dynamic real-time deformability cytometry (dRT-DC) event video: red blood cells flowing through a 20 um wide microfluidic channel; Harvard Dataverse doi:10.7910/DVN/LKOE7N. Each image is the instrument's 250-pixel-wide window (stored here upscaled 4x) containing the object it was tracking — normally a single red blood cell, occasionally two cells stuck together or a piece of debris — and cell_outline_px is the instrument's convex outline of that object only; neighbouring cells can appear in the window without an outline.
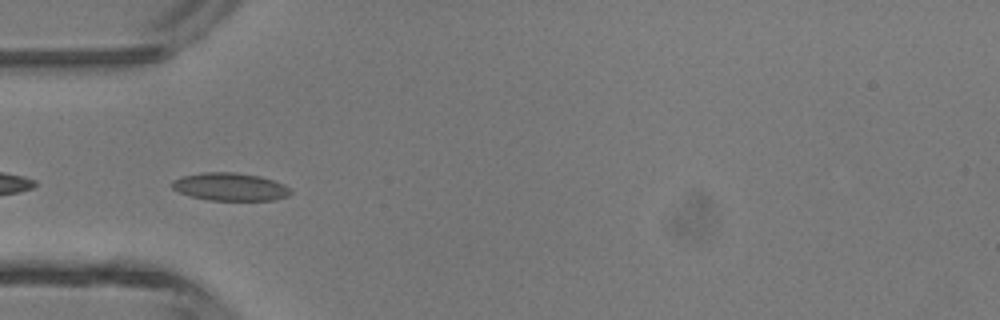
{"species": "common noctule bat (a hibernating species)", "species_latin": "Nyctalus noctula", "temperature_condition": "room temperature", "stored_images_in_passage": 5, "camera_frame_rate_fps": 3000, "um_per_image_px": 0.085, "animal": {"sex": "male", "body_mass_g": 13.3}, "frame": {"image": 1, "passage_image": 3, "time_ms": 0.667, "image_size_px": [1000, 320], "cell_outline_px": [[292, 192], [288, 196], [272, 200], [208, 200], [192, 196], [180, 192], [172, 188], [172, 180], [180, 176], [200, 172], [236, 172], [260, 176], [284, 184]], "centroid_in_image_um": [19.54, 15.86], "position_along_channel_um": 65.5, "area_um2": 19.25}}
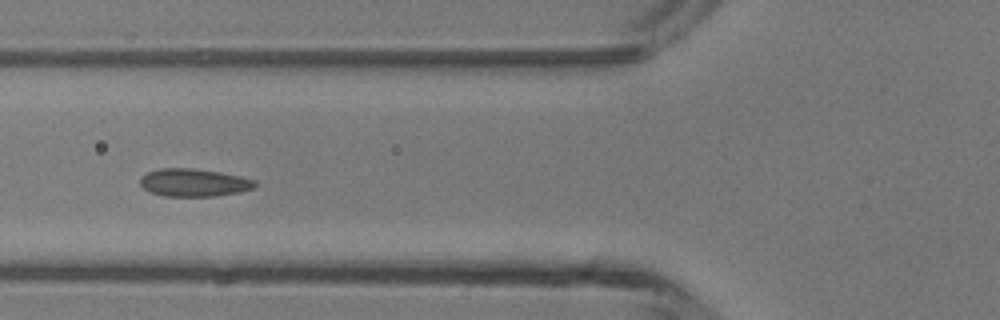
{"frame": {"image": 2, "passage_image": 4, "time_ms": 1.0, "image_size_px": [1000, 320], "cell_outline_px": [[256, 184], [252, 188], [236, 192], [216, 196], [164, 196], [148, 192], [140, 184], [140, 180], [148, 172], [160, 168], [192, 168], [220, 172], [240, 176], [256, 180]], "centroid_in_image_um": [16.46, 15.52], "position_along_channel_um": 109.3, "area_um2": 18.44}}
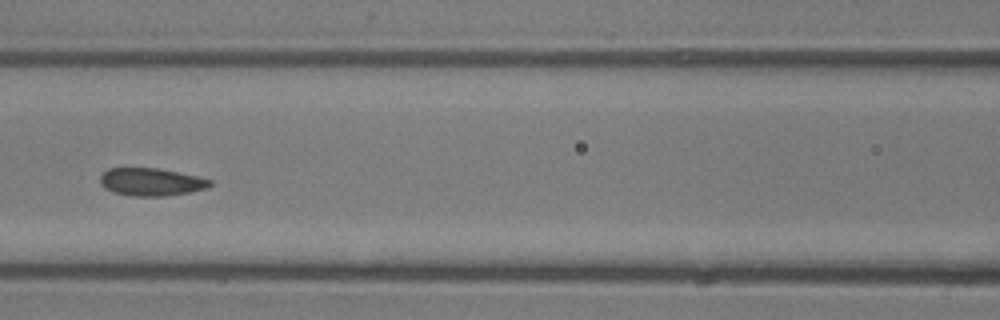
{"frame": {"image": 3, "passage_image": 5, "time_ms": 1.333, "image_size_px": [1000, 320], "cell_outline_px": [[212, 184], [208, 188], [188, 192], [164, 196], [132, 196], [112, 192], [104, 188], [100, 184], [100, 176], [108, 168], [156, 168], [196, 176], [212, 180]], "centroid_in_image_um": [12.81, 15.47], "position_along_channel_um": 153.8, "area_um2": 17.69}}